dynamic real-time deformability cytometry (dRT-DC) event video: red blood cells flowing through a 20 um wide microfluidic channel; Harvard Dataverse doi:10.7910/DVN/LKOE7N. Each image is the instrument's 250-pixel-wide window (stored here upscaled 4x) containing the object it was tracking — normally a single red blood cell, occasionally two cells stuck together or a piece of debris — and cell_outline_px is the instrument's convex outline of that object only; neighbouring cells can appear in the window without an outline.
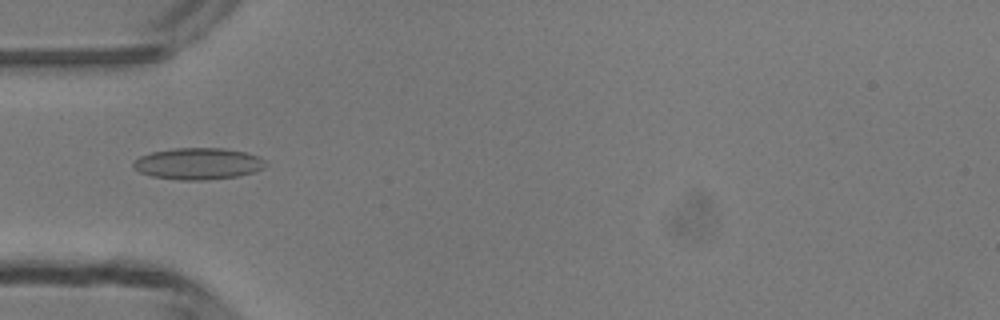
{"species": "common noctule bat (a hibernating species)", "species_latin": "Nyctalus noctula", "temperature_condition": "room temperature", "stored_images_in_passage": 35, "camera_frame_rate_fps": 3000, "um_per_image_px": 0.085, "animal": {"sex": "male", "body_mass_g": 13.3}, "frame": {"image": 1, "passage_image": 2, "time_ms": 0.333, "image_size_px": [1000, 320], "cell_outline_px": [[268, 164], [264, 168], [252, 172], [236, 176], [208, 180], [180, 180], [152, 176], [140, 172], [132, 164], [140, 156], [152, 152], [176, 148], [220, 148], [244, 152], [260, 156], [268, 160]], "centroid_in_image_um": [16.9, 13.91], "position_along_channel_um": 68.1, "area_um2": 24.28}}
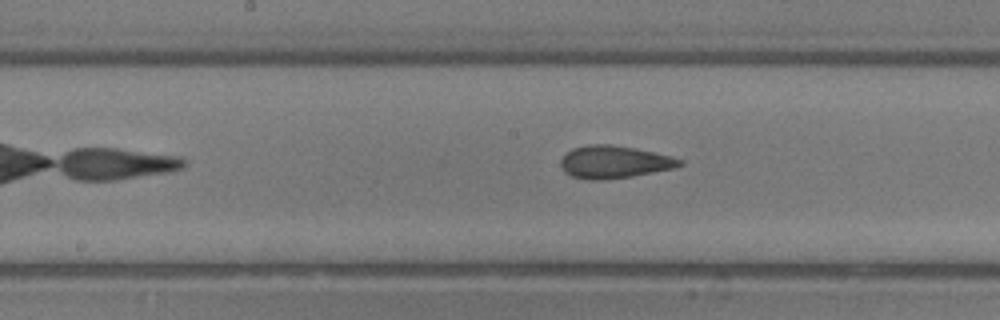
{"frame": {"image": 2, "passage_image": 11, "time_ms": 3.333, "image_size_px": [1000, 320], "cell_outline_px": [[684, 164], [672, 168], [632, 176], [604, 180], [588, 180], [572, 176], [564, 172], [560, 168], [560, 160], [572, 148], [588, 144], [608, 144], [636, 148], [672, 156], [684, 160]], "centroid_in_image_um": [52.19, 13.77], "position_along_channel_um": 196.0, "area_um2": 22.66}}
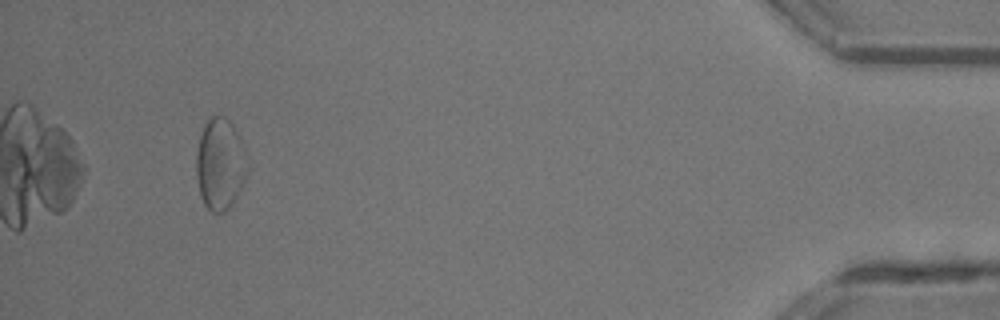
{"frame": {"image": 3, "passage_image": 32, "time_ms": 10.333, "image_size_px": [1000, 320], "cell_outline_px": [[252, 160], [248, 176], [244, 184], [232, 204], [224, 212], [212, 212], [204, 204], [200, 196], [196, 176], [196, 156], [200, 136], [204, 124], [212, 116], [224, 116], [232, 124], [240, 136]], "centroid_in_image_um": [18.78, 13.95], "position_along_channel_um": 416.4, "area_um2": 28.21}, "authors_computed_cell_mechanics": {"area_um2": 22.8888, "velocity_mm_per_s": 4.221, "shape_relaxation_time_tau1_ms": null, "shape_relaxation_time_tau2_ms": 1.951, "deformation_change_tau1": null, "deformation_change_tau2": 0.0743}}